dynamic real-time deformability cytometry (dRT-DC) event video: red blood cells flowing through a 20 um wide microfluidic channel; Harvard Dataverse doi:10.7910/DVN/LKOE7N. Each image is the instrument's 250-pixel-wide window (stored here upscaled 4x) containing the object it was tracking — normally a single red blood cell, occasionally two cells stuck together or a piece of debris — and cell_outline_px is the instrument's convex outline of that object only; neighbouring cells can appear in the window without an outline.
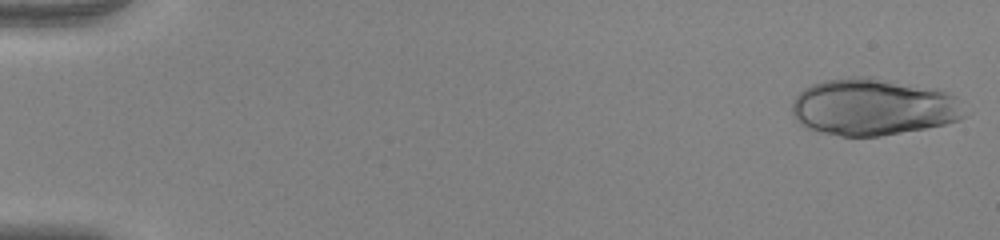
{"species": "human", "species_latin": "Homo sapiens", "temperature_condition": "warm", "stored_images_in_passage": 51, "camera_frame_rate_fps": 3000, "um_per_image_px": 0.085, "donor": {"sex": "female"}, "frame": {"image": 1, "passage_image": 1, "time_ms": 0.0, "image_size_px": [1000, 240], "cell_outline_px": [[964, 116], [960, 120], [944, 124], [924, 128], [880, 136], [840, 136], [816, 132], [808, 128], [796, 120], [792, 112], [792, 104], [796, 96], [804, 88], [812, 84], [824, 80], [848, 76], [872, 76], [936, 88], [956, 96]], "centroid_in_image_um": [74.19, 9.08], "position_along_channel_um": 10.8, "area_um2": 57.51}}
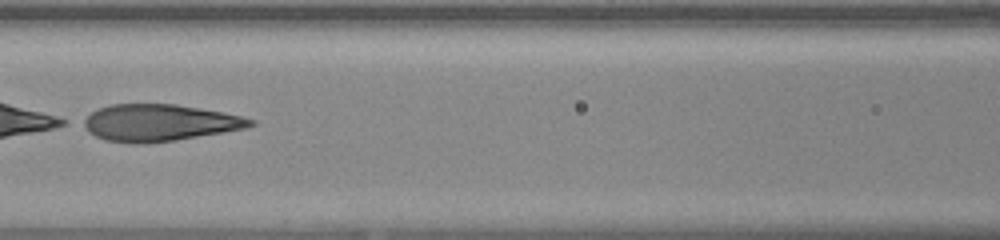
{"frame": {"image": 2, "passage_image": 25, "time_ms": 8.0, "image_size_px": [1000, 240], "cell_outline_px": [[256, 124], [244, 128], [224, 132], [176, 140], [140, 144], [128, 144], [104, 140], [88, 132], [80, 124], [80, 120], [92, 112], [100, 108], [112, 104], [176, 104], [220, 112], [240, 116], [256, 120]], "centroid_in_image_um": [13.47, 10.44], "position_along_channel_um": 153.1, "area_um2": 35.89}}
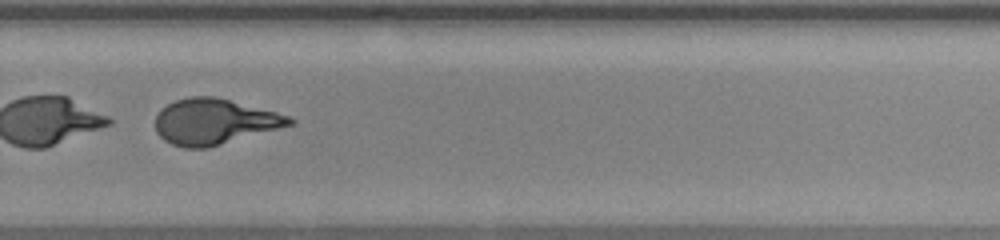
{"frame": {"image": 3, "passage_image": 37, "time_ms": 12.0, "image_size_px": [1000, 240], "cell_outline_px": [[296, 124], [208, 148], [184, 148], [172, 144], [164, 140], [156, 132], [156, 116], [160, 108], [176, 100], [188, 96], [212, 96], [276, 112], [288, 116], [296, 120]], "centroid_in_image_um": [18.21, 10.35], "position_along_channel_um": 311.6, "area_um2": 35.66}}